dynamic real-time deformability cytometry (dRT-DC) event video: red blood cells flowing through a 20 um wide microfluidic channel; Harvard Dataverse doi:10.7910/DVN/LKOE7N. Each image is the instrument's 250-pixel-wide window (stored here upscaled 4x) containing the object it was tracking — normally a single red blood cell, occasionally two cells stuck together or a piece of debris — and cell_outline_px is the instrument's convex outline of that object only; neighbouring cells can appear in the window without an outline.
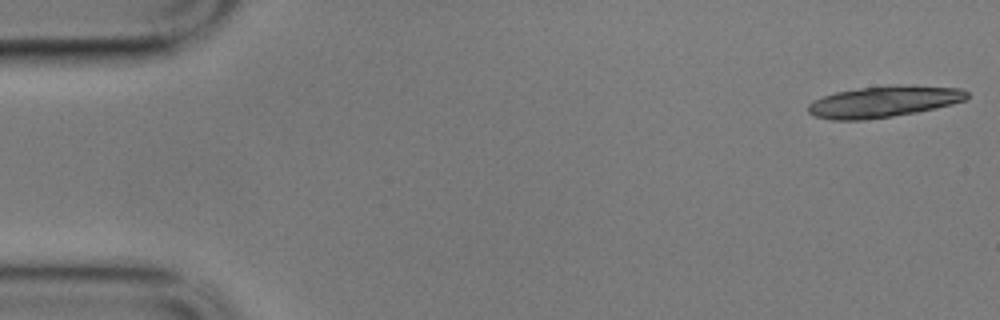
{"species": "common noctule bat (a hibernating species)", "species_latin": "Nyctalus noctula", "temperature_condition": "cold", "stored_images_in_passage": 19, "camera_frame_rate_fps": 3000, "um_per_image_px": 0.085, "animal": {"sex": "male", "body_mass_g": 17.9}, "frame": {"image": 1, "passage_image": 1, "time_ms": 0.0, "image_size_px": [1000, 320], "cell_outline_px": [[968, 96], [964, 100], [952, 104], [936, 108], [916, 112], [892, 116], [864, 120], [832, 120], [816, 116], [808, 112], [808, 104], [824, 96], [836, 92], [860, 88], [912, 84], [960, 88], [968, 92]], "centroid_in_image_um": [75.16, 8.63], "position_along_channel_um": 9.8, "area_um2": 28.78}}